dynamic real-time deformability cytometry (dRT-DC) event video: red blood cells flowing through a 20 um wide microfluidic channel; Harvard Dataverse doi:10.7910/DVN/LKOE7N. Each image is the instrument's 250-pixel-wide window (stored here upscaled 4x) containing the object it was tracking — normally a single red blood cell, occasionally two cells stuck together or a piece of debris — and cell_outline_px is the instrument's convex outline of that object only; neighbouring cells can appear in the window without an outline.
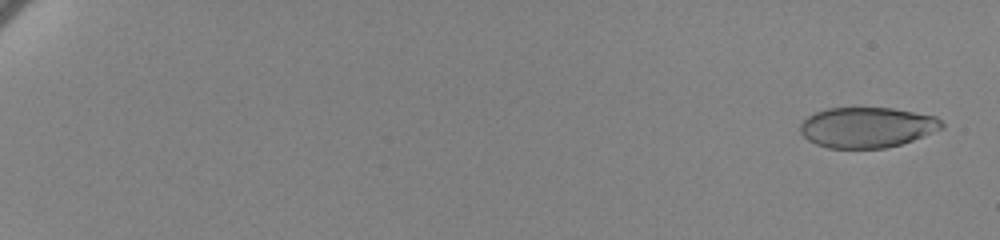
{"species": "human", "species_latin": "Homo sapiens", "temperature_condition": "cold", "stored_images_in_passage": 63, "camera_frame_rate_fps": 3000, "um_per_image_px": 0.085, "donor": {"sex": "female"}, "frame": {"image": 1, "passage_image": 3, "time_ms": 0.667, "image_size_px": [1000, 240], "cell_outline_px": [[944, 128], [912, 140], [900, 144], [884, 148], [828, 148], [816, 144], [808, 140], [800, 132], [800, 124], [808, 116], [816, 112], [828, 108], [892, 108], [936, 116], [944, 124]], "centroid_in_image_um": [73.69, 10.82], "position_along_channel_um": 11.3, "area_um2": 33.23}}
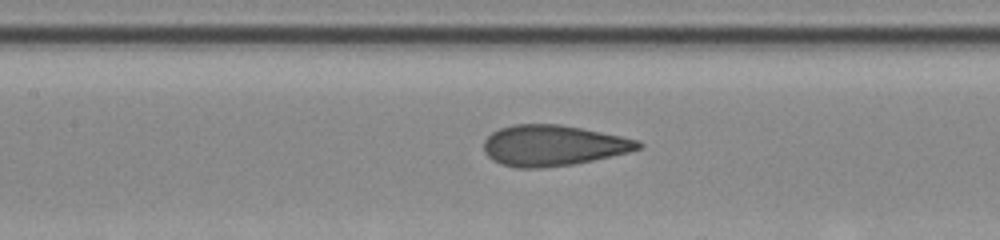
{"frame": {"image": 2, "passage_image": 34, "time_ms": 11.0, "image_size_px": [1000, 240], "cell_outline_px": [[644, 144], [640, 148], [628, 152], [576, 164], [544, 168], [516, 168], [500, 164], [492, 160], [484, 152], [484, 140], [492, 132], [500, 128], [512, 124], [560, 124], [640, 140]], "centroid_in_image_um": [46.99, 12.37], "position_along_channel_um": 160.4, "area_um2": 36.82}}
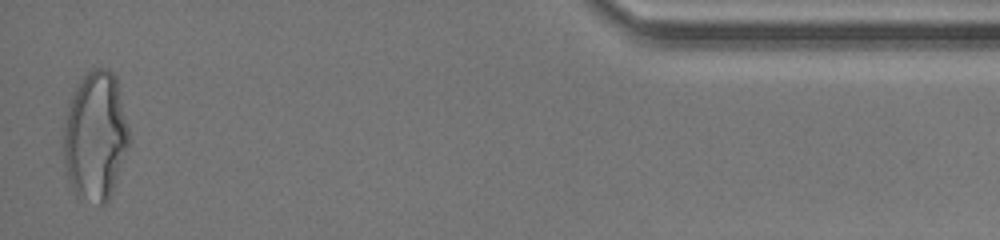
{"frame": {"image": 3, "passage_image": 62, "time_ms": 20.333, "image_size_px": [1000, 240], "cell_outline_px": [[128, 148], [112, 192], [108, 200], [104, 204], [100, 204], [76, 196], [68, 176], [64, 164], [64, 124], [72, 92], [80, 80], [92, 68], [108, 68], [116, 76], [128, 124]], "centroid_in_image_um": [8.11, 11.54], "position_along_channel_um": 427.1, "area_um2": 49.07}, "authors_computed_cell_mechanics": {"area_um2": 36.0672, "velocity_mm_per_s": 3.4485, "shape_relaxation_time_tau1_ms": 4.5804, "shape_relaxation_time_tau2_ms": 0.7666, "deformation_change_tau1": 0.1641, "deformation_change_tau2": 0.0749}}